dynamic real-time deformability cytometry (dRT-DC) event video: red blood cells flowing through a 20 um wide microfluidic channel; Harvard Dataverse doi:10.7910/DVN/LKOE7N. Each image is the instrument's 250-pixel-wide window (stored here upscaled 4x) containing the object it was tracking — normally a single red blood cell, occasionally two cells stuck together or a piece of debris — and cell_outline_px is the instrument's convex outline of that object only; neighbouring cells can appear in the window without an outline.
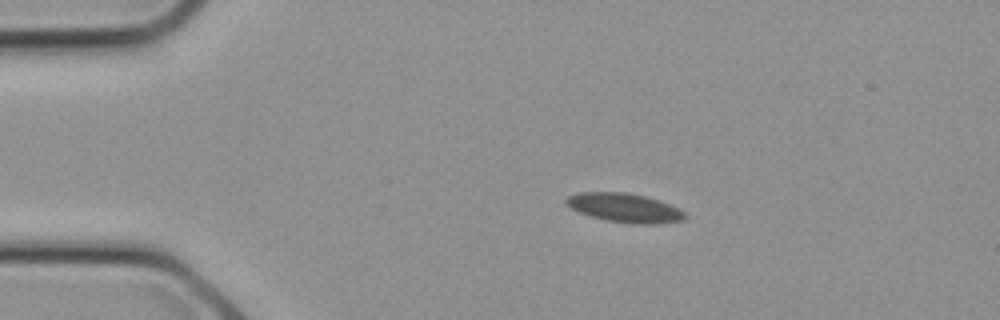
{"species": "common noctule bat (a hibernating species)", "species_latin": "Nyctalus noctula", "temperature_condition": "cold", "stored_images_in_passage": 12, "camera_frame_rate_fps": 3000, "um_per_image_px": 0.085, "animal": {"sex": "female", "body_mass_g": 21.9}, "frame": {"image": 1, "passage_image": 1, "time_ms": 0.0, "image_size_px": [1000, 320], "cell_outline_px": [[688, 216], [684, 220], [656, 224], [632, 224], [608, 220], [592, 216], [580, 212], [564, 204], [564, 200], [568, 196], [576, 192], [628, 192], [644, 196], [680, 208]], "centroid_in_image_um": [53.09, 17.66], "position_along_channel_um": 31.9, "area_um2": 20.06}}
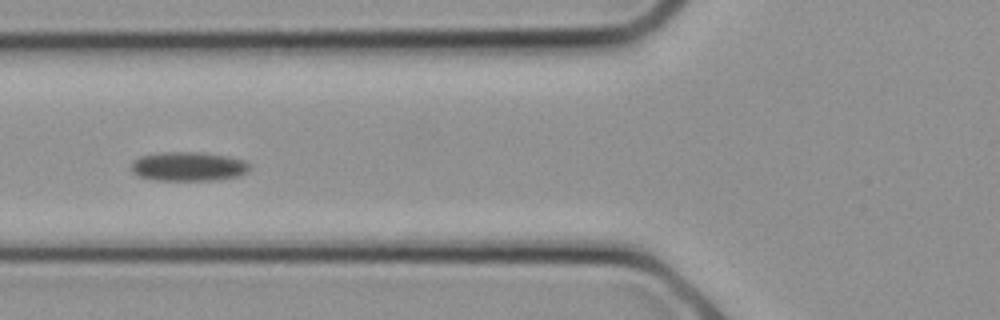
{"frame": {"image": 2, "passage_image": 6, "time_ms": 1.667, "image_size_px": [1000, 320], "cell_outline_px": [[252, 164], [248, 172], [240, 176], [220, 180], [156, 180], [140, 176], [132, 172], [132, 160], [140, 156], [156, 152], [204, 152], [228, 156], [244, 160]], "centroid_in_image_um": [16.06, 14.14], "position_along_channel_um": 109.7, "area_um2": 20.52}}
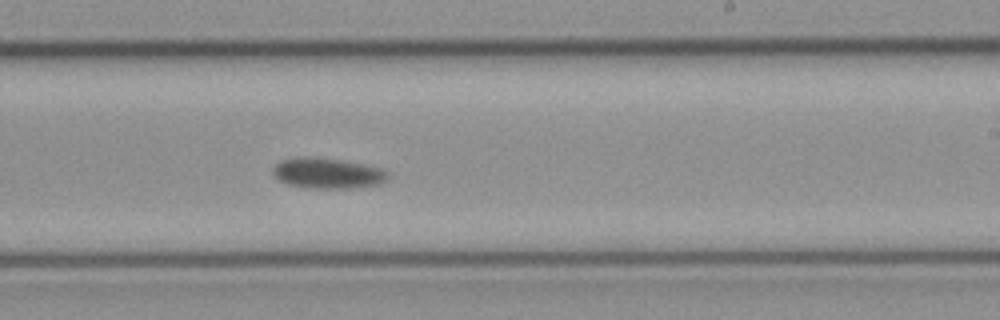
{"frame": {"image": 3, "passage_image": 12, "time_ms": 3.667, "image_size_px": [1000, 320], "cell_outline_px": [[388, 180], [380, 184], [348, 188], [312, 188], [288, 184], [276, 180], [272, 176], [272, 168], [280, 160], [300, 156], [308, 156], [340, 160], [368, 164], [384, 168], [388, 172]], "centroid_in_image_um": [27.83, 14.71], "position_along_channel_um": 261.2, "area_um2": 20.87}}